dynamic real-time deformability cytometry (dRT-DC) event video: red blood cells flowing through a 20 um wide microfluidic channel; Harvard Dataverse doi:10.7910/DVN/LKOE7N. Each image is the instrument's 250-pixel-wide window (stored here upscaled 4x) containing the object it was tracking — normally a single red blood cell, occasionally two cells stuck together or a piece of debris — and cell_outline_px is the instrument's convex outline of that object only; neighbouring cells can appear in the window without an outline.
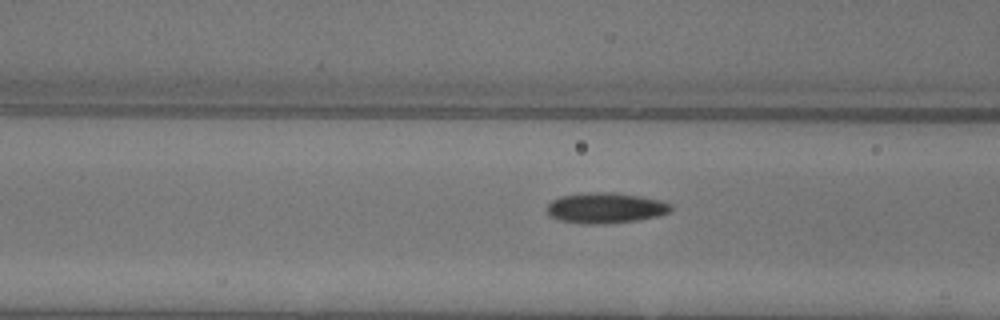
{"species": "common noctule bat (a hibernating species)", "species_latin": "Nyctalus noctula", "temperature_condition": "warm", "stored_images_in_passage": 7, "camera_frame_rate_fps": 3000, "um_per_image_px": 0.085, "animal": {"sex": "female"}, "frame": {"image": 1, "passage_image": 5, "time_ms": 1.333, "image_size_px": [1000, 320], "cell_outline_px": [[672, 212], [656, 216], [636, 220], [600, 224], [584, 224], [560, 220], [552, 216], [548, 212], [548, 204], [552, 200], [560, 196], [588, 192], [612, 192], [644, 196], [660, 200], [672, 204]], "centroid_in_image_um": [51.51, 17.66], "position_along_channel_um": 115.1, "area_um2": 22.08}}